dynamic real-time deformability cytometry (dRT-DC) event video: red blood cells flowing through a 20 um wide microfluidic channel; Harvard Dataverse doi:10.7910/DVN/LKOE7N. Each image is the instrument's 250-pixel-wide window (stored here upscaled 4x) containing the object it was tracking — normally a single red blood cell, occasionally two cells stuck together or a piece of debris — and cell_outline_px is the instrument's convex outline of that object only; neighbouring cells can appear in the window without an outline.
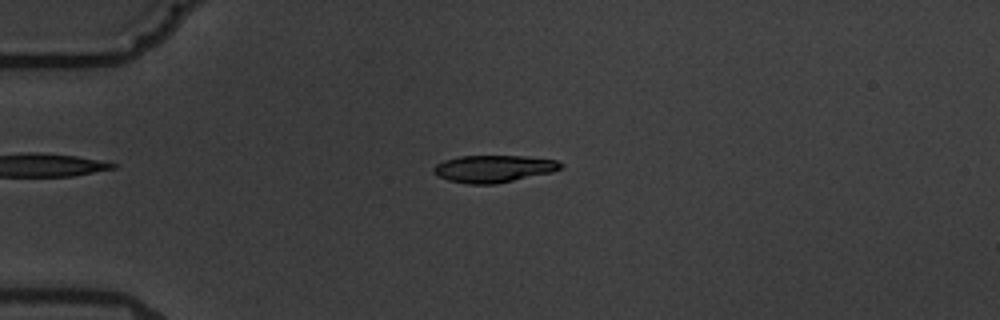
{"species": "common noctule bat (a hibernating species)", "species_latin": "Nyctalus noctula", "temperature_condition": "warm", "stored_images_in_passage": 4, "camera_frame_rate_fps": 3000, "um_per_image_px": 0.085, "animal": {"sex": "male", "body_mass_g": 19.5, "forearm_length_mm": 54.6}, "frame": {"image": 1, "passage_image": 3, "time_ms": 2.333, "image_size_px": [1000, 320], "cell_outline_px": [[564, 164], [560, 168], [552, 172], [496, 184], [468, 184], [448, 180], [436, 176], [432, 172], [432, 168], [436, 164], [444, 160], [460, 156], [524, 156], [556, 160]], "centroid_in_image_um": [41.91, 14.34], "position_along_channel_um": 43.1, "area_um2": 20.17}}